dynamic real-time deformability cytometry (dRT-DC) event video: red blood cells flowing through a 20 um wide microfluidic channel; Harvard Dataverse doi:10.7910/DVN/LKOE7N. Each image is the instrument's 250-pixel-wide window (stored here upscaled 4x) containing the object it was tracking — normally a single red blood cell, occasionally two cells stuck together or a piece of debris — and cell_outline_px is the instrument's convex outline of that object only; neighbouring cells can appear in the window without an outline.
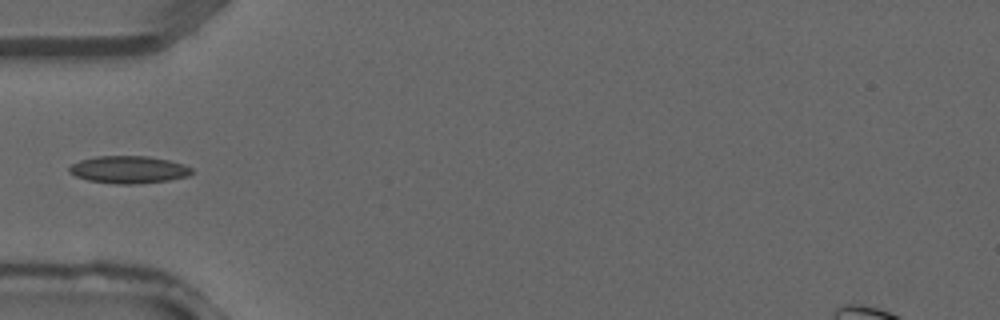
{"species": "common noctule bat (a hibernating species)", "species_latin": "Nyctalus noctula", "temperature_condition": "warm", "stored_images_in_passage": 26, "camera_frame_rate_fps": 3000, "um_per_image_px": 0.085, "animal": {"sex": "male", "forearm_length_mm": 52.5}, "frame": {"image": 1, "passage_image": 1, "time_ms": 0.0, "image_size_px": [1000, 320], "cell_outline_px": [[192, 172], [188, 176], [168, 180], [136, 184], [116, 184], [88, 180], [76, 176], [68, 172], [68, 168], [72, 164], [80, 160], [96, 156], [148, 156], [168, 160], [184, 164], [192, 168]], "centroid_in_image_um": [10.92, 14.41], "position_along_channel_um": 74.1, "area_um2": 19.54}}
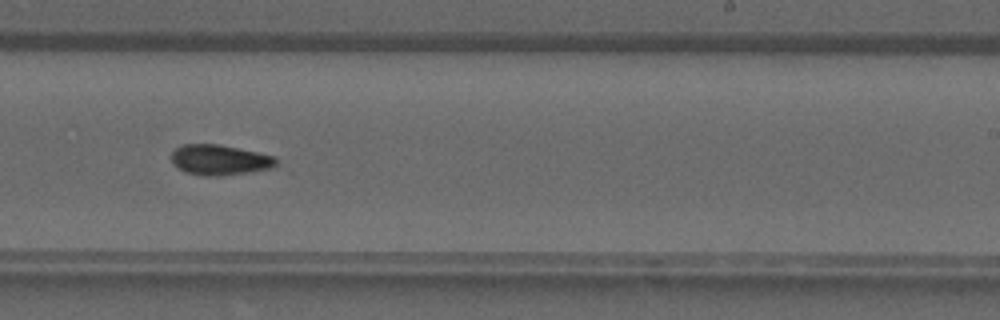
{"frame": {"image": 2, "passage_image": 12, "time_ms": 3.667, "image_size_px": [1000, 320], "cell_outline_px": [[292, 172], [220, 176], [204, 176], [184, 172], [172, 164], [172, 152], [176, 148], [184, 144], [220, 144], [276, 156]], "centroid_in_image_um": [19.08, 13.67], "position_along_channel_um": 269.9, "area_um2": 20.69}}
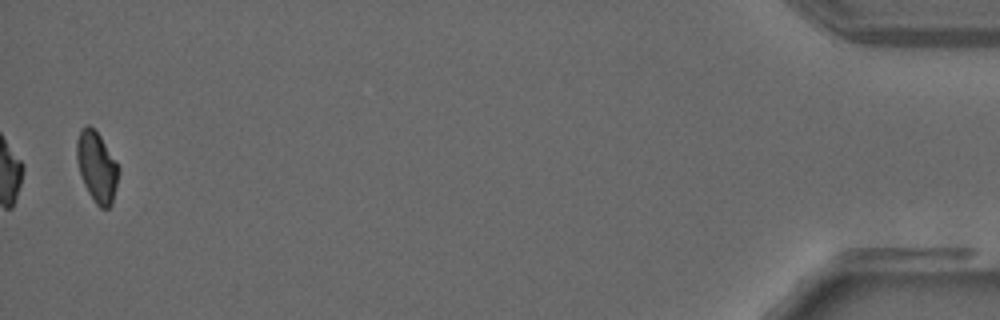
{"frame": {"image": 3, "passage_image": 26, "time_ms": 8.333, "image_size_px": [1000, 320], "cell_outline_px": [[120, 172], [112, 204], [108, 208], [100, 208], [96, 204], [88, 192], [84, 184], [76, 160], [76, 140], [80, 128], [88, 124], [100, 136], [116, 160], [120, 168]], "centroid_in_image_um": [8.24, 14.18], "position_along_channel_um": 427.0, "area_um2": 17.34}}